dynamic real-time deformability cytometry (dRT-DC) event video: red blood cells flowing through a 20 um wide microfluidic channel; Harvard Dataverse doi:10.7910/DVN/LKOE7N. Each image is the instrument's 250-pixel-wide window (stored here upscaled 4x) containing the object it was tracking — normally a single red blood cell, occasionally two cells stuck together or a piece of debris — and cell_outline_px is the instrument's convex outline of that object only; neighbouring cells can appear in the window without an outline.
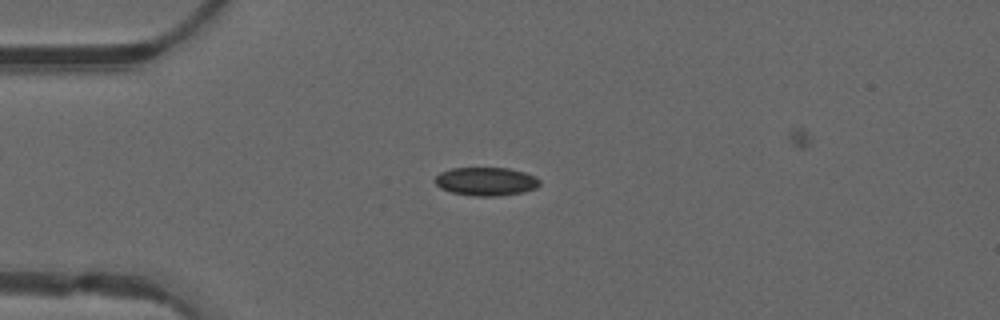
{"species": "common noctule bat (a hibernating species)", "species_latin": "Nyctalus noctula", "temperature_condition": "warm", "stored_images_in_passage": 55, "camera_frame_rate_fps": 3000, "um_per_image_px": 0.085, "animal": {"sex": "male", "forearm_length_mm": 52.5}, "frame": {"image": 1, "passage_image": 14, "time_ms": 4.333, "image_size_px": [1000, 320], "cell_outline_px": [[540, 184], [536, 188], [524, 192], [496, 196], [476, 196], [452, 192], [440, 188], [436, 184], [436, 176], [440, 172], [452, 168], [508, 168], [524, 172], [536, 176], [540, 180]], "centroid_in_image_um": [41.34, 15.42], "position_along_channel_um": 43.7, "area_um2": 17.28}}
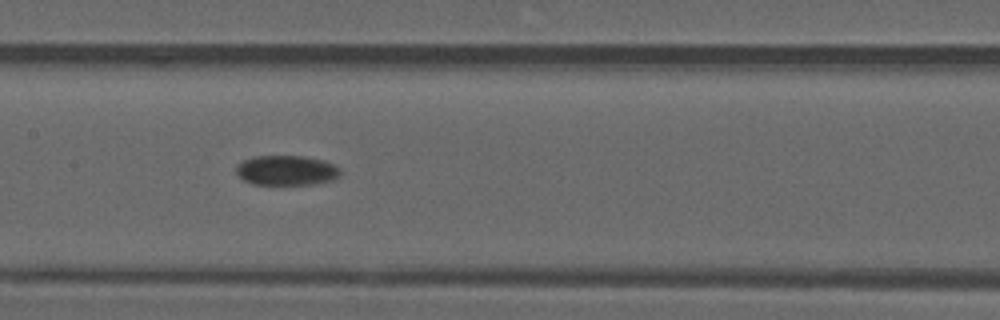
{"frame": {"image": 2, "passage_image": 27, "time_ms": 8.667, "image_size_px": [1000, 320], "cell_outline_px": [[340, 176], [332, 180], [312, 184], [252, 184], [244, 180], [236, 172], [236, 164], [252, 156], [304, 156], [324, 160], [336, 164], [340, 168]], "centroid_in_image_um": [24.37, 14.47], "position_along_channel_um": 183.0, "area_um2": 18.26}}
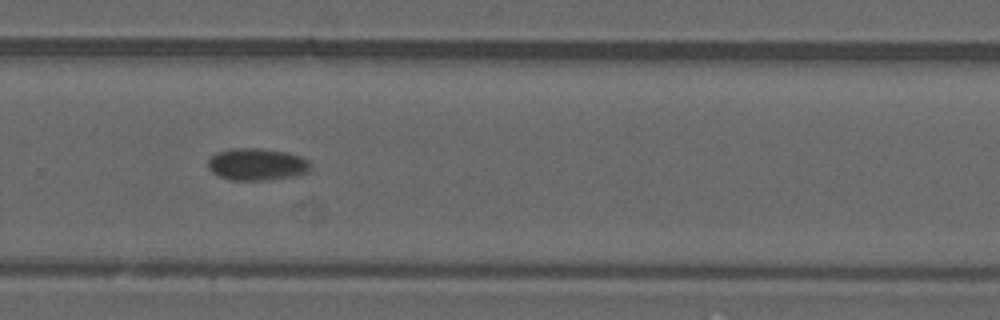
{"frame": {"image": 3, "passage_image": 37, "time_ms": 12.0, "image_size_px": [1000, 320], "cell_outline_px": [[312, 168], [308, 172], [300, 176], [264, 180], [232, 180], [220, 176], [212, 172], [208, 168], [208, 160], [216, 152], [232, 148], [260, 148], [288, 152], [300, 156], [308, 160], [312, 164]], "centroid_in_image_um": [21.89, 13.97], "position_along_channel_um": 307.9, "area_um2": 19.48}}